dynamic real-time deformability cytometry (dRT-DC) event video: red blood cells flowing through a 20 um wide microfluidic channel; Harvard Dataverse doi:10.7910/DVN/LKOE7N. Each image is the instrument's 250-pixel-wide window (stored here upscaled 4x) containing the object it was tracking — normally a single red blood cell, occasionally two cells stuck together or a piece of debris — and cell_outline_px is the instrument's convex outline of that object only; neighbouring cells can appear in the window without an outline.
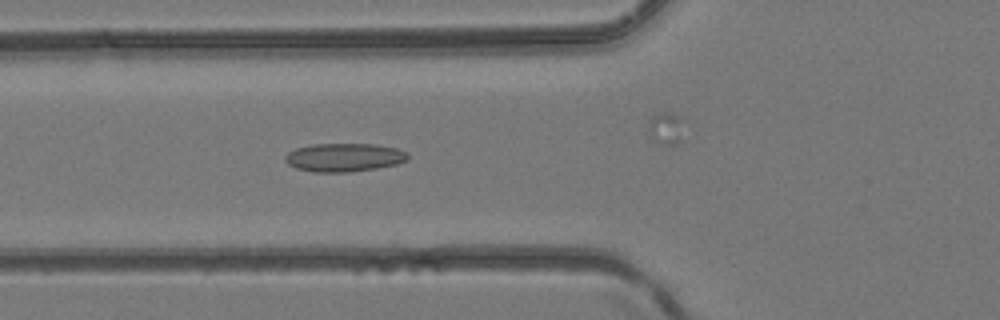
{"species": "common noctule bat (a hibernating species)", "species_latin": "Nyctalus noctula", "temperature_condition": "room temperature", "stored_images_in_passage": 38, "camera_frame_rate_fps": 3000, "um_per_image_px": 0.085, "animal": {"sex": "female", "body_mass_g": 24.6, "forearm_length_mm": 56.2}, "frame": {"image": 1, "passage_image": 11, "time_ms": 3.333, "image_size_px": [1000, 320], "cell_outline_px": [[408, 160], [396, 164], [376, 168], [348, 172], [312, 172], [296, 168], [288, 164], [284, 160], [284, 156], [288, 152], [296, 148], [312, 144], [376, 144], [396, 148], [408, 152]], "centroid_in_image_um": [29.24, 13.38], "position_along_channel_um": 96.6, "area_um2": 20.4}}
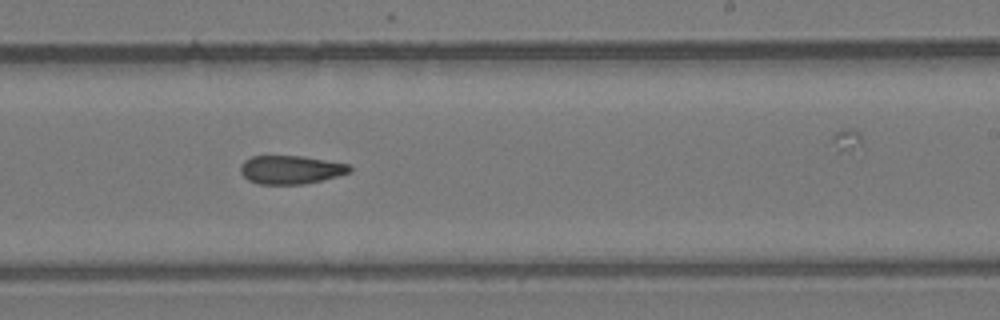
{"frame": {"image": 2, "passage_image": 21, "time_ms": 6.667, "image_size_px": [1000, 320], "cell_outline_px": [[352, 172], [304, 184], [260, 184], [248, 180], [240, 172], [240, 164], [244, 160], [252, 156], [300, 156], [348, 164], [352, 168]], "centroid_in_image_um": [24.68, 14.42], "position_along_channel_um": 264.3, "area_um2": 17.98}}
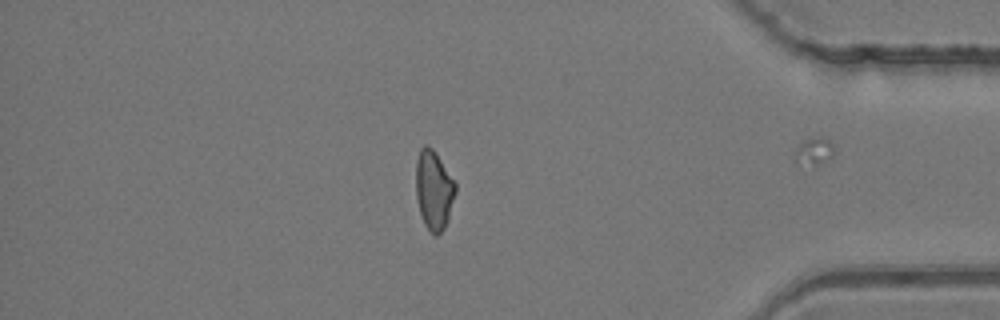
{"frame": {"image": 3, "passage_image": 31, "time_ms": 10.0, "image_size_px": [1000, 320], "cell_outline_px": [[456, 192], [448, 220], [444, 228], [436, 236], [432, 236], [424, 224], [416, 200], [416, 160], [420, 148], [424, 144], [428, 144], [432, 148], [456, 184]], "centroid_in_image_um": [36.86, 16.17], "position_along_channel_um": 398.3, "area_um2": 18.32}}